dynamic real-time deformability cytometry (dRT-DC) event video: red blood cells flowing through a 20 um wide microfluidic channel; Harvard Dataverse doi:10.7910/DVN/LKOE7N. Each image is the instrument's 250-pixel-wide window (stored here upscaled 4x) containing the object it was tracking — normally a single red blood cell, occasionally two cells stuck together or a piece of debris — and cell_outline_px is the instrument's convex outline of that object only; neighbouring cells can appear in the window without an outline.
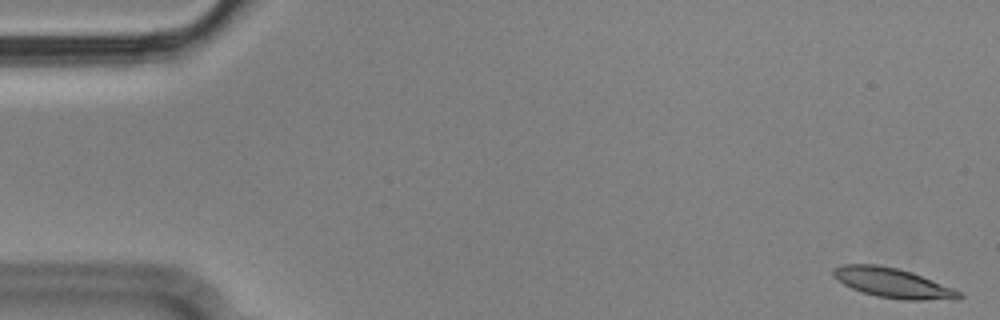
{"species": "Egyptian fruit bat (a non-hibernating species)", "species_latin": "Rousettus aegyptiacus", "temperature_condition": "cold", "stored_images_in_passage": 16, "camera_frame_rate_fps": 3000, "um_per_image_px": 0.085, "animal": {"sex": "male"}, "frame": {"image": 1, "passage_image": 1, "time_ms": 0.0, "image_size_px": [1000, 320], "cell_outline_px": [[964, 296], [960, 300], [904, 300], [876, 296], [852, 288], [844, 284], [832, 272], [832, 268], [840, 264], [876, 264], [896, 268], [912, 272], [952, 288], [960, 292]], "centroid_in_image_um": [75.93, 24.06], "position_along_channel_um": 9.1, "area_um2": 21.68}}
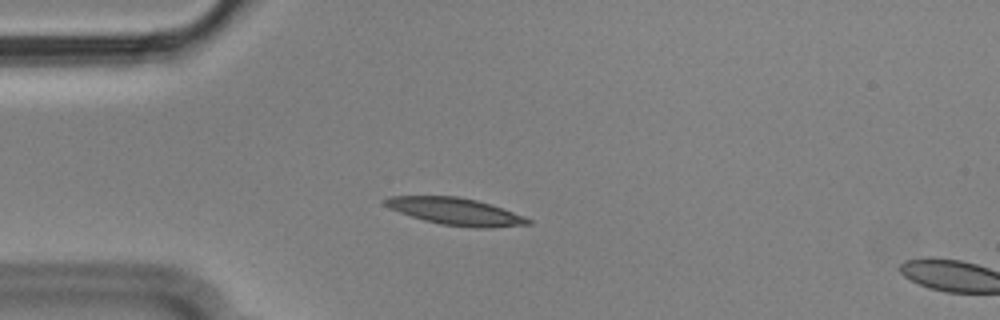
{"frame": {"image": 2, "passage_image": 14, "time_ms": 4.333, "image_size_px": [1000, 320], "cell_outline_px": [[532, 224], [492, 228], [476, 228], [440, 224], [424, 220], [388, 208], [384, 204], [384, 200], [388, 196], [460, 196], [492, 204], [524, 216], [532, 220]], "centroid_in_image_um": [38.76, 17.97], "position_along_channel_um": 46.2, "area_um2": 22.66}}